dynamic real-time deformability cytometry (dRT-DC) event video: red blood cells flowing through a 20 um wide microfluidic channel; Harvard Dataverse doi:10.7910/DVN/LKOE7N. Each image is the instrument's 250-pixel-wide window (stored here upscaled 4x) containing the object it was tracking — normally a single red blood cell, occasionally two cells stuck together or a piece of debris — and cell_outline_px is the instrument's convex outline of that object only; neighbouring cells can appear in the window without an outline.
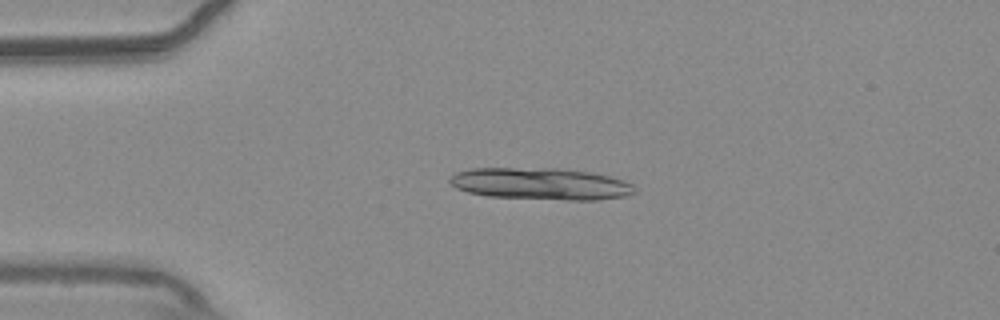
{"species": "common noctule bat (a hibernating species)", "species_latin": "Nyctalus noctula", "temperature_condition": "warm", "stored_images_in_passage": 25, "camera_frame_rate_fps": 3000, "um_per_image_px": 0.085, "animal": {"sex": "male", "body_mass_g": 20.4}, "frame": {"image": 1, "passage_image": 11, "time_ms": 3.333, "image_size_px": [1000, 320], "cell_outline_px": [[636, 192], [628, 196], [600, 200], [568, 200], [488, 196], [468, 192], [456, 188], [448, 180], [448, 176], [456, 172], [472, 168], [556, 168], [592, 172], [624, 180], [632, 184]], "centroid_in_image_um": [45.97, 15.62], "position_along_channel_um": 39.0, "area_um2": 34.56}}